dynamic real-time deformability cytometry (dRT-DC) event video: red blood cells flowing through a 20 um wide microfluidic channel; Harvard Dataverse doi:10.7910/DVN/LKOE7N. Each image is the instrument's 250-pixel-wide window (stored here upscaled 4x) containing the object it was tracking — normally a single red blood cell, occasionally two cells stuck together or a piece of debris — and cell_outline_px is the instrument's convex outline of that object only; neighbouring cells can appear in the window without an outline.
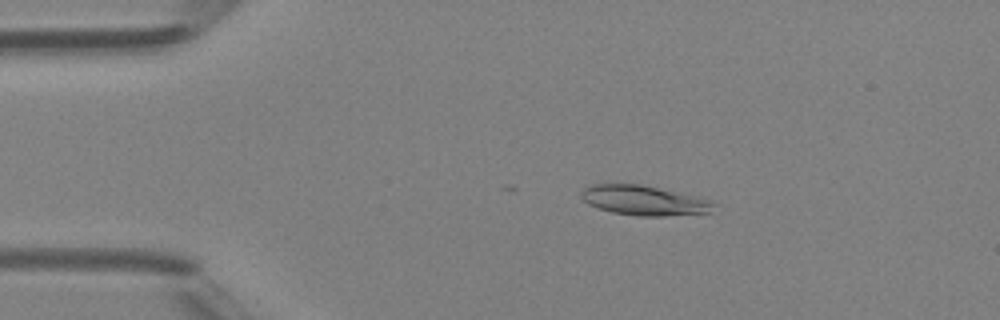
{"species": "Egyptian fruit bat (a non-hibernating species)", "species_latin": "Rousettus aegyptiacus", "temperature_condition": "room temperature", "stored_images_in_passage": 6, "camera_frame_rate_fps": 3000, "um_per_image_px": 0.085, "animal": {"sex": "female"}, "frame": {"image": 1, "passage_image": 3, "time_ms": 2.333, "image_size_px": [1000, 320], "cell_outline_px": [[720, 204], [708, 212], [668, 216], [640, 216], [612, 212], [588, 204], [580, 196], [580, 192], [584, 188], [592, 184], [640, 184], [696, 196], [712, 200]], "centroid_in_image_um": [54.77, 17.03], "position_along_channel_um": 30.2, "area_um2": 23.0}}
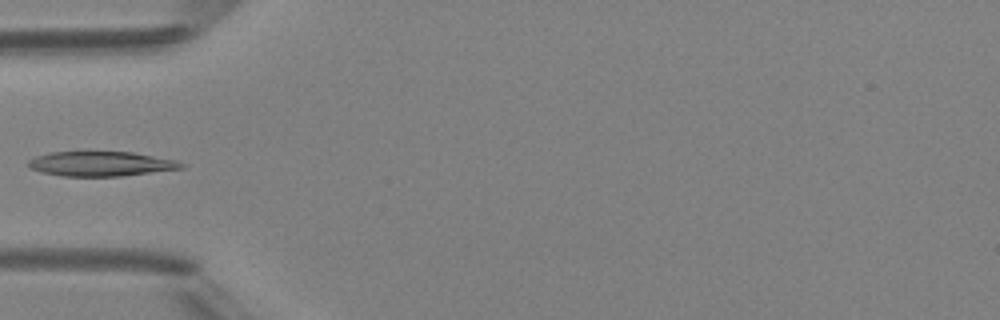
{"frame": {"image": 2, "passage_image": 5, "time_ms": 4.667, "image_size_px": [1000, 320], "cell_outline_px": [[184, 168], [120, 176], [60, 176], [44, 172], [32, 168], [28, 164], [28, 160], [36, 156], [48, 152], [132, 152], [176, 160], [184, 164]], "centroid_in_image_um": [8.58, 13.92], "position_along_channel_um": 76.4, "area_um2": 21.79}}
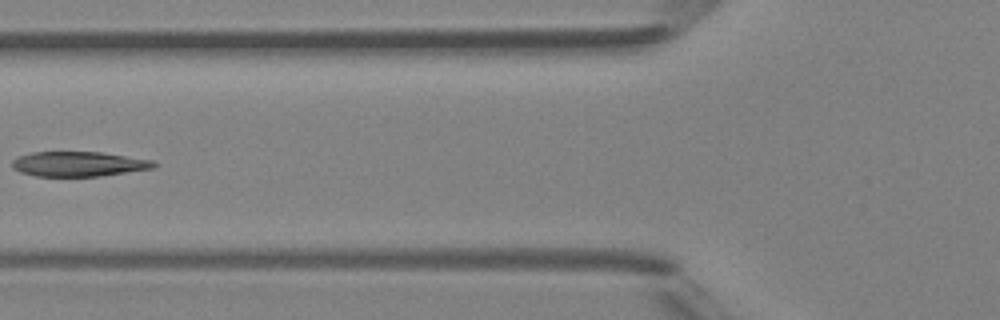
{"frame": {"image": 3, "passage_image": 6, "time_ms": 5.667, "image_size_px": [1000, 320], "cell_outline_px": [[156, 164], [152, 168], [100, 176], [36, 176], [20, 172], [12, 168], [12, 160], [16, 156], [32, 152], [100, 152], [152, 160]], "centroid_in_image_um": [6.6, 13.93], "position_along_channel_um": 119.2, "area_um2": 20.4}}